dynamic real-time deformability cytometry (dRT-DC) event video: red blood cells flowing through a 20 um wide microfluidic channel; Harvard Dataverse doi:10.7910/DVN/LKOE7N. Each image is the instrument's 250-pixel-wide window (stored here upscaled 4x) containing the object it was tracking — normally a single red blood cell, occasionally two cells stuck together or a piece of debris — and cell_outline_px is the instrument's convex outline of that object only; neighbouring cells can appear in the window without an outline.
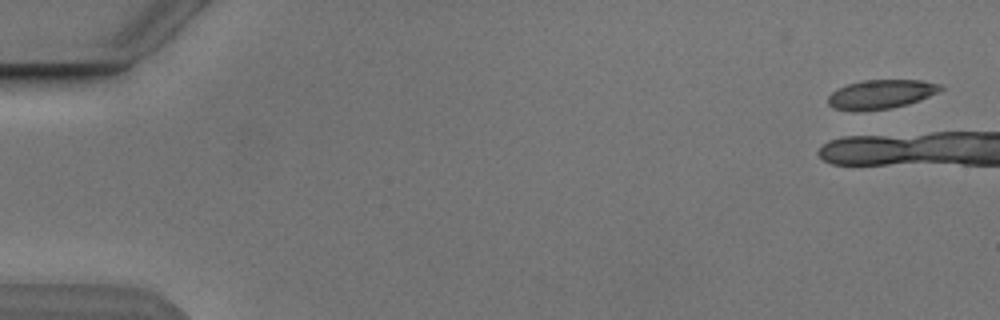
{"species": "Egyptian fruit bat (a non-hibernating species)", "species_latin": "Rousettus aegyptiacus", "temperature_condition": "cold", "stored_images_in_passage": 10, "camera_frame_rate_fps": 3000, "um_per_image_px": 0.085, "animal": {"sex": "male"}, "frame": {"image": 1, "passage_image": 1, "time_ms": 0.0, "image_size_px": [1000, 320], "cell_outline_px": [[944, 88], [920, 100], [908, 104], [892, 108], [860, 112], [856, 112], [832, 108], [828, 104], [828, 96], [832, 92], [848, 84], [864, 80], [920, 80], [940, 84]], "centroid_in_image_um": [74.85, 8.03], "position_along_channel_um": 10.2, "area_um2": 19.13}}
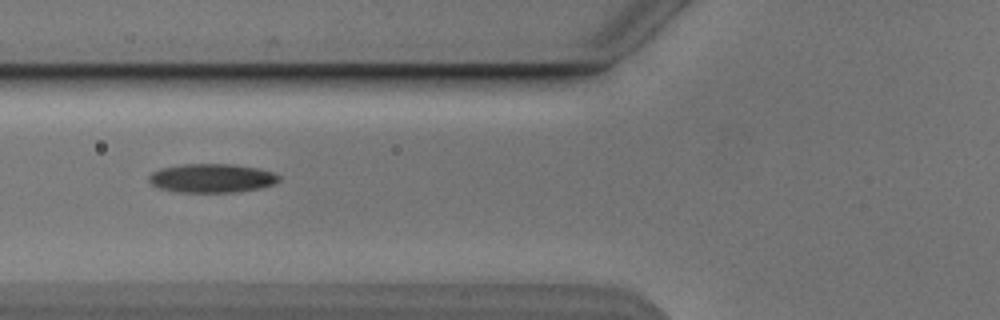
{"frame": {"image": 2, "passage_image": 7, "time_ms": 8.0, "image_size_px": [1000, 320], "cell_outline_px": [[280, 180], [276, 184], [260, 188], [236, 192], [176, 192], [160, 188], [152, 184], [148, 180], [148, 176], [152, 172], [160, 168], [184, 164], [232, 164], [256, 168], [272, 172], [280, 176]], "centroid_in_image_um": [18.0, 15.15], "position_along_channel_um": 107.8, "area_um2": 21.91}}
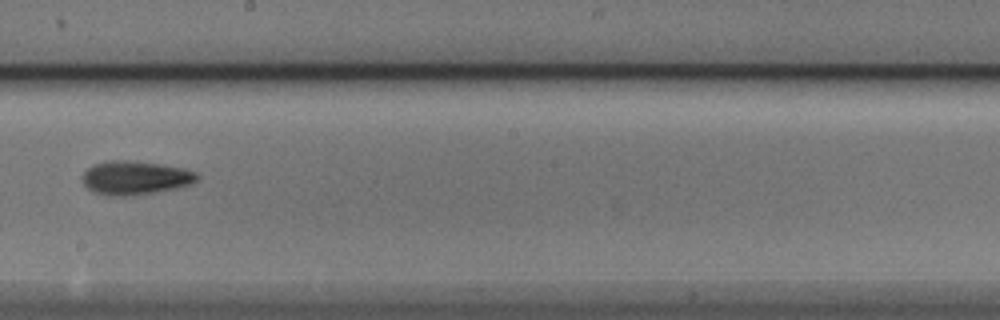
{"frame": {"image": 3, "passage_image": 10, "time_ms": 11.333, "image_size_px": [1000, 320], "cell_outline_px": [[200, 176], [192, 184], [176, 188], [156, 192], [124, 196], [108, 196], [92, 192], [80, 180], [80, 176], [92, 164], [108, 160], [136, 160], [184, 168], [196, 172]], "centroid_in_image_um": [11.45, 15.1], "position_along_channel_um": 236.7, "area_um2": 22.95}}